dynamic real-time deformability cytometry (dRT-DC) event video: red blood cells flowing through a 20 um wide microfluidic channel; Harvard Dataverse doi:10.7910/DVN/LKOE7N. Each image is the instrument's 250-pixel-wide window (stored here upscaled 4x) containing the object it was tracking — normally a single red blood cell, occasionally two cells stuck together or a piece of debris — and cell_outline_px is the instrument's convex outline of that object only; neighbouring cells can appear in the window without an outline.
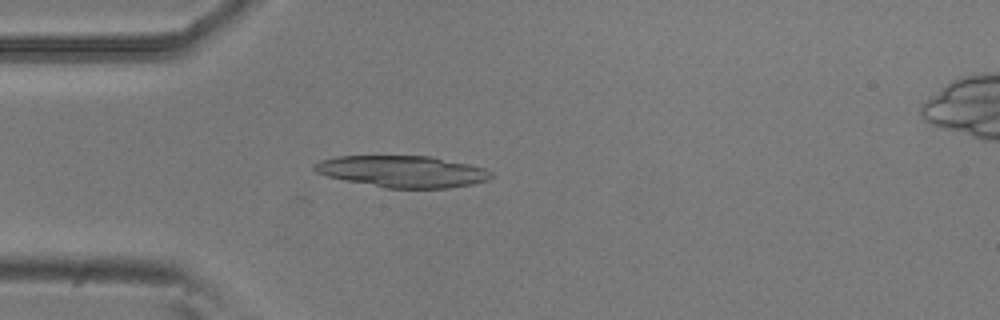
{"species": "common noctule bat (a hibernating species)", "species_latin": "Nyctalus noctula", "temperature_condition": "room temperature", "stored_images_in_passage": 28, "camera_frame_rate_fps": 3000, "um_per_image_px": 0.085, "animal": {"sex": "male", "body_mass_g": 20.5, "forearm_length_mm": 52.5}, "frame": {"image": 1, "passage_image": 1, "time_ms": 0.0, "image_size_px": [1000, 320], "cell_outline_px": [[492, 176], [488, 180], [472, 184], [448, 188], [384, 188], [344, 180], [328, 176], [316, 172], [312, 168], [312, 164], [320, 160], [336, 156], [432, 156], [468, 164], [484, 168], [492, 172]], "centroid_in_image_um": [34.18, 14.57], "position_along_channel_um": 50.8, "area_um2": 32.66}}
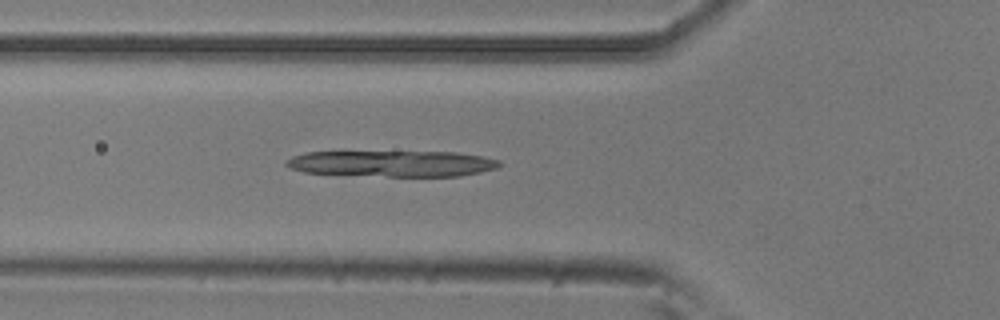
{"frame": {"image": 2, "passage_image": 5, "time_ms": 1.333, "image_size_px": [1000, 320], "cell_outline_px": [[500, 164], [496, 168], [480, 172], [460, 176], [388, 176], [304, 172], [292, 168], [284, 164], [284, 160], [292, 156], [308, 152], [456, 152], [480, 156], [500, 160]], "centroid_in_image_um": [33.33, 13.9], "position_along_channel_um": 92.5, "area_um2": 32.08}}
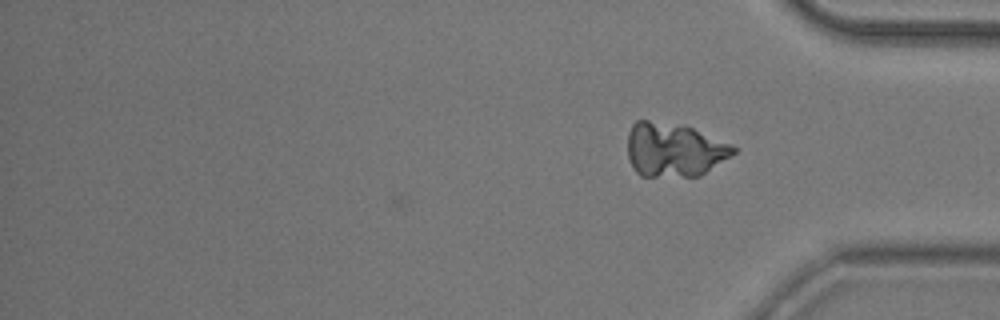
{"frame": {"image": 3, "passage_image": 28, "time_ms": 9.0, "image_size_px": [1000, 320], "cell_outline_px": [[736, 152], [700, 176], [640, 176], [636, 172], [628, 156], [628, 132], [632, 124], [636, 120], [648, 120], [692, 128], [732, 144], [736, 148]], "centroid_in_image_um": [57.28, 12.74], "position_along_channel_um": 377.9, "area_um2": 32.89}}